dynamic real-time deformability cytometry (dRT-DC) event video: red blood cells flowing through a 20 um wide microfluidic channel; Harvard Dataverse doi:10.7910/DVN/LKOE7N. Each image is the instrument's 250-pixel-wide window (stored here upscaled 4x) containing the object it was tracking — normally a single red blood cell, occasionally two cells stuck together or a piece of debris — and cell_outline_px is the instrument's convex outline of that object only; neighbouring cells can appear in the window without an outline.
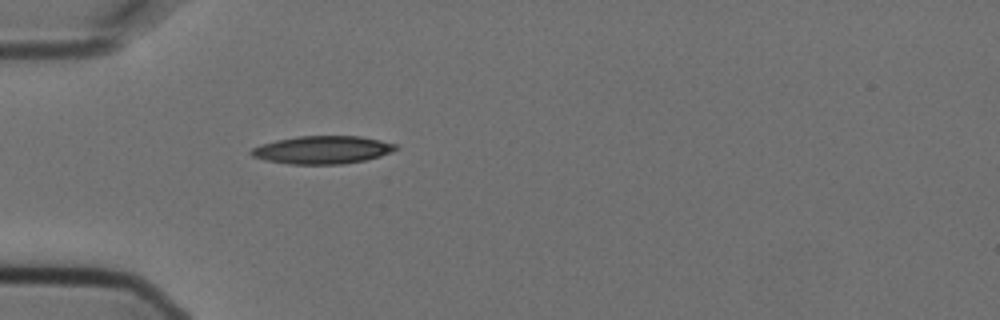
{"species": "Egyptian fruit bat (a non-hibernating species)", "species_latin": "Rousettus aegyptiacus", "temperature_condition": "cold", "stored_images_in_passage": 1, "camera_frame_rate_fps": 3000, "um_per_image_px": 0.085, "animal": {"sex": "female"}, "frame": {"image": 1, "passage_image": 1, "time_ms": 0.0, "image_size_px": [1000, 320], "cell_outline_px": [[400, 148], [392, 152], [380, 156], [364, 160], [344, 164], [288, 164], [264, 160], [252, 156], [248, 152], [252, 148], [260, 144], [276, 140], [300, 136], [360, 136], [380, 140], [396, 144]], "centroid_in_image_um": [27.4, 12.74], "position_along_channel_um": 57.6, "area_um2": 23.64}}